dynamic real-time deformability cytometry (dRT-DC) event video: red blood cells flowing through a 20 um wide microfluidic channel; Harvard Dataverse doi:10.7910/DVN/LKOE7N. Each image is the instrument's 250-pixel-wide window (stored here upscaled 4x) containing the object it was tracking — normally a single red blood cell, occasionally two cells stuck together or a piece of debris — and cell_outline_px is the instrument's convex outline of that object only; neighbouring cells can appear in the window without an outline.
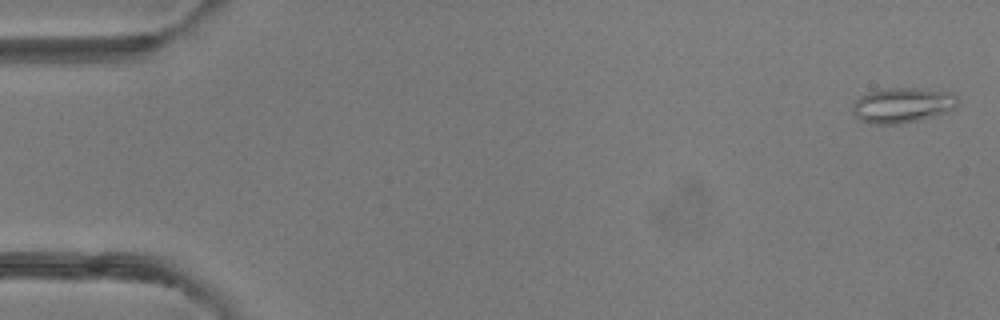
{"species": "common noctule bat (a hibernating species)", "species_latin": "Nyctalus noctula", "temperature_condition": "room temperature", "stored_images_in_passage": 9, "camera_frame_rate_fps": 3000, "um_per_image_px": 0.085, "animal": {"sex": "female"}, "frame": {"image": 1, "passage_image": 2, "time_ms": 0.333, "image_size_px": [1000, 320], "cell_outline_px": [[960, 100], [952, 108], [944, 112], [916, 120], [896, 124], [872, 124], [860, 120], [856, 116], [852, 108], [852, 104], [860, 96], [868, 92], [888, 88], [916, 88], [940, 92], [956, 96]], "centroid_in_image_um": [76.61, 8.94], "position_along_channel_um": 8.4, "area_um2": 20.87}}